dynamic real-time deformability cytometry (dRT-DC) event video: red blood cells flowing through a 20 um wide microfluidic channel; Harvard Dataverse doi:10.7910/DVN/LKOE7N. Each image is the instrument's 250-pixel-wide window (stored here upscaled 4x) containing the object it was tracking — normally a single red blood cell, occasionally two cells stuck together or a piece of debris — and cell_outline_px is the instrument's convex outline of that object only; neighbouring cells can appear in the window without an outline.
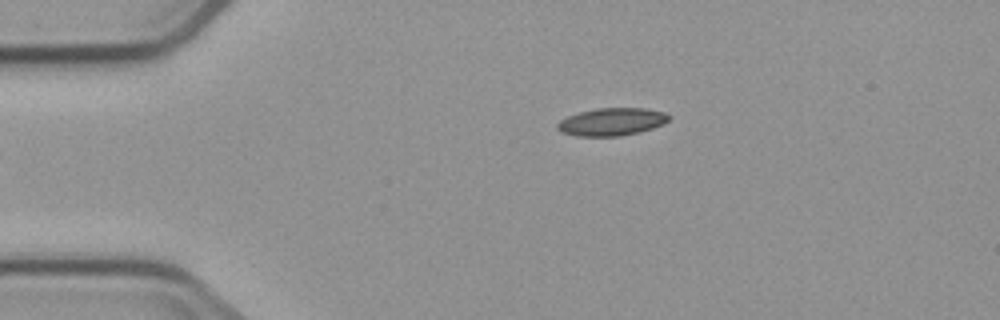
{"species": "common noctule bat (a hibernating species)", "species_latin": "Nyctalus noctula", "temperature_condition": "cold", "stored_images_in_passage": 2, "camera_frame_rate_fps": 3000, "um_per_image_px": 0.085, "animal": {"sex": "male", "body_mass_g": 23.1, "forearm_length_mm": 52.7}, "frame": {"image": 1, "passage_image": 2, "time_ms": 1.0, "image_size_px": [1000, 320], "cell_outline_px": [[672, 116], [664, 124], [640, 132], [620, 136], [576, 136], [560, 132], [556, 128], [556, 124], [560, 120], [568, 116], [580, 112], [596, 108], [644, 108], [664, 112]], "centroid_in_image_um": [51.99, 10.35], "position_along_channel_um": 33.0, "area_um2": 18.09}}